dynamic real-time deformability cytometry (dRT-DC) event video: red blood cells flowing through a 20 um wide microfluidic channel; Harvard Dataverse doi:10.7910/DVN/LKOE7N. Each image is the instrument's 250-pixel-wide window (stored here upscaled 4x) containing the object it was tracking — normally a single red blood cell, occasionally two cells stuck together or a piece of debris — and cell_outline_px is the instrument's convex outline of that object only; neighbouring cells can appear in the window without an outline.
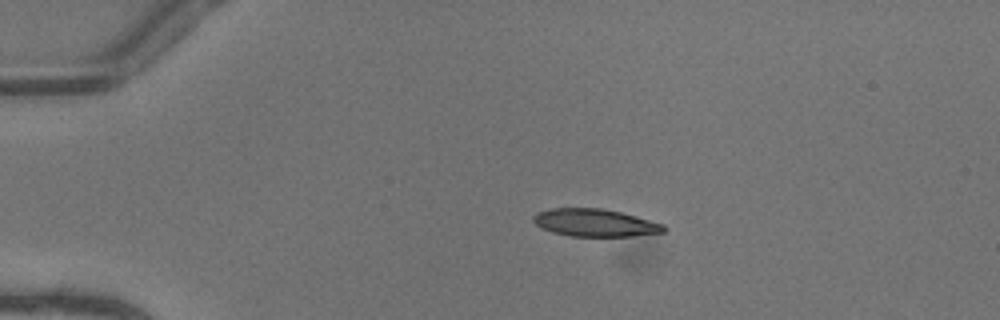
{"species": "common noctule bat (a hibernating species)", "species_latin": "Nyctalus noctula", "temperature_condition": "warm", "stored_images_in_passage": 41, "camera_frame_rate_fps": 3000, "um_per_image_px": 0.085, "animal": {"sex": "female"}, "frame": {"image": 1, "passage_image": 1, "time_ms": 0.0, "image_size_px": [1000, 320], "cell_outline_px": [[668, 228], [664, 232], [632, 236], [572, 236], [552, 232], [540, 228], [532, 220], [532, 216], [536, 212], [552, 208], [600, 208], [620, 212], [664, 224]], "centroid_in_image_um": [50.55, 18.93], "position_along_channel_um": 34.5, "area_um2": 20.98}}
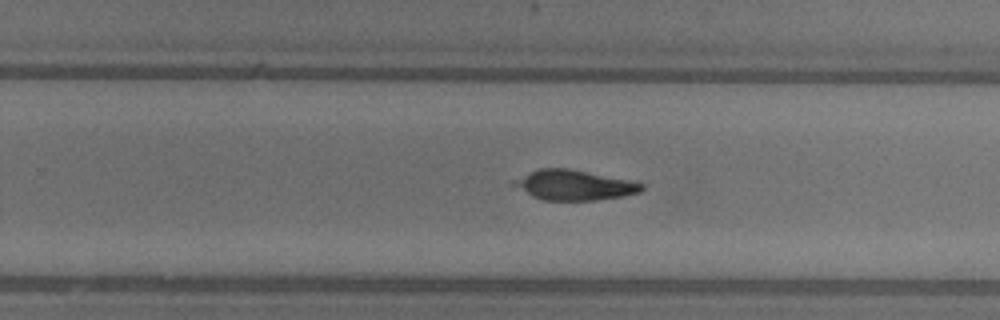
{"frame": {"image": 2, "passage_image": 23, "time_ms": 7.333, "image_size_px": [1000, 320], "cell_outline_px": [[644, 188], [640, 192], [624, 196], [596, 200], [544, 200], [532, 196], [512, 184], [512, 180], [540, 168], [568, 168], [628, 180], [644, 184]], "centroid_in_image_um": [48.81, 15.73], "position_along_channel_um": 281.0, "area_um2": 22.08}}
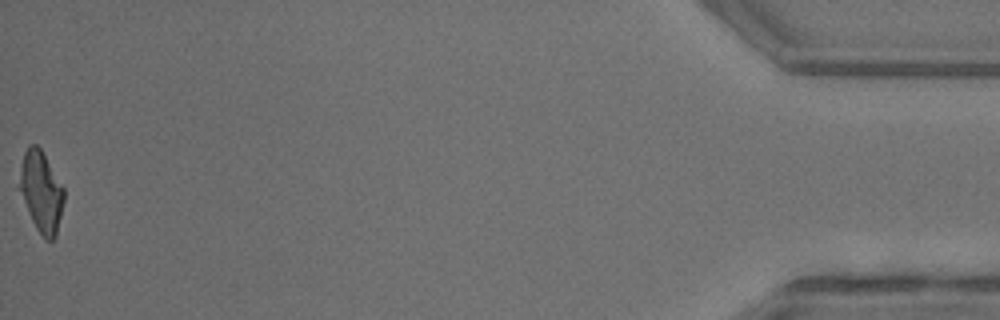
{"frame": {"image": 3, "passage_image": 41, "time_ms": 13.333, "image_size_px": [1000, 320], "cell_outline_px": [[64, 200], [56, 236], [52, 240], [44, 240], [36, 228], [28, 212], [20, 188], [20, 168], [24, 152], [28, 144], [36, 144], [40, 148], [64, 188]], "centroid_in_image_um": [3.52, 16.3], "position_along_channel_um": 431.7, "area_um2": 20.58}, "authors_computed_cell_mechanics": {"area_um2": 22.831, "velocity_mm_per_s": 4.1221, "shape_relaxation_time_tau1_ms": 4.1042, "shape_relaxation_time_tau2_ms": 1.7284, "deformation_change_tau1": 0.1506, "deformation_change_tau2": 0.0465}}